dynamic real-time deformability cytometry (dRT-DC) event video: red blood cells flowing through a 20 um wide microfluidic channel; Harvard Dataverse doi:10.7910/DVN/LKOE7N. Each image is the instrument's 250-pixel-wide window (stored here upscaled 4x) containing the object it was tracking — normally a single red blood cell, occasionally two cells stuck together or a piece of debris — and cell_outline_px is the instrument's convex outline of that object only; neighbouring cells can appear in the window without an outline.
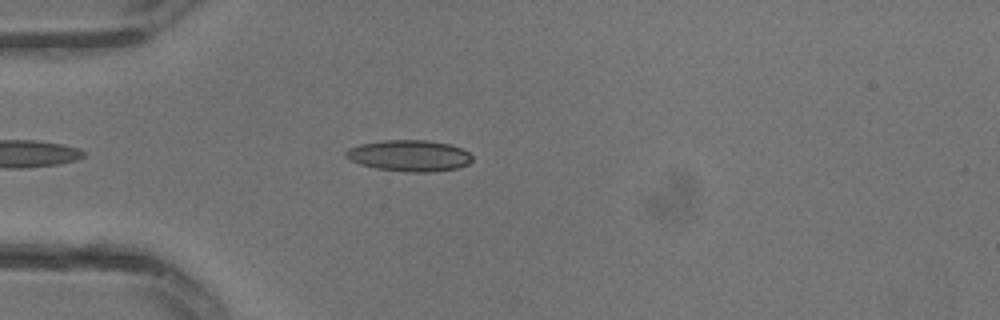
{"species": "common noctule bat (a hibernating species)", "species_latin": "Nyctalus noctula", "temperature_condition": "warm", "stored_images_in_passage": 3, "camera_frame_rate_fps": 3000, "um_per_image_px": 0.085, "animal": {"sex": "male", "body_mass_g": 13.3}, "frame": {"image": 1, "passage_image": 1, "time_ms": 0.0, "image_size_px": [1000, 320], "cell_outline_px": [[472, 160], [468, 164], [456, 168], [432, 172], [408, 172], [376, 168], [360, 164], [344, 156], [344, 152], [348, 148], [360, 144], [380, 140], [428, 140], [448, 144], [460, 148], [468, 152], [472, 156]], "centroid_in_image_um": [34.77, 13.23], "position_along_channel_um": 50.2, "area_um2": 23.0}}